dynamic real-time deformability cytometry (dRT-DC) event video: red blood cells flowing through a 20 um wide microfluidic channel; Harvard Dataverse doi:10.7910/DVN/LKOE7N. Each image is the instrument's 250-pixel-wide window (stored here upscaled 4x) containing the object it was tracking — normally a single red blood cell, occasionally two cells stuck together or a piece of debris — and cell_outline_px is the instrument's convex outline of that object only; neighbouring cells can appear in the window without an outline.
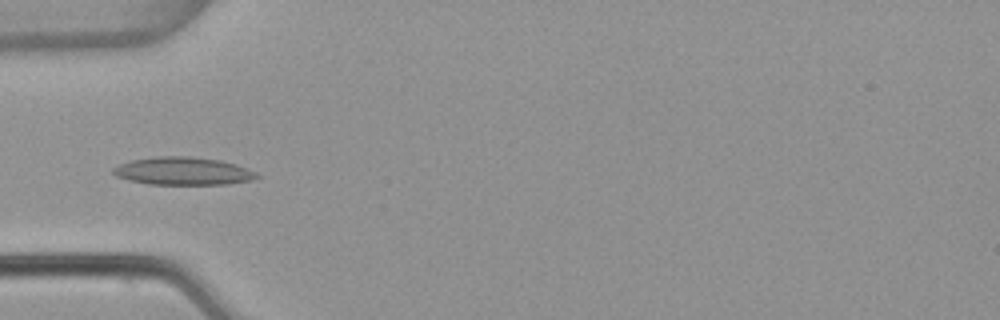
{"species": "common noctule bat (a hibernating species)", "species_latin": "Nyctalus noctula", "temperature_condition": "warm", "stored_images_in_passage": 4, "camera_frame_rate_fps": 3000, "um_per_image_px": 0.085, "animal": {"sex": "female", "body_mass_g": 22.7, "forearm_length_mm": 54.2}, "frame": {"image": 1, "passage_image": 4, "time_ms": 1.0, "image_size_px": [1000, 320], "cell_outline_px": [[260, 176], [252, 180], [228, 184], [148, 184], [128, 180], [116, 176], [112, 172], [112, 168], [120, 164], [132, 160], [156, 156], [192, 156], [220, 160], [236, 164], [248, 168], [256, 172]], "centroid_in_image_um": [15.57, 14.54], "position_along_channel_um": 69.4, "area_um2": 23.41}}